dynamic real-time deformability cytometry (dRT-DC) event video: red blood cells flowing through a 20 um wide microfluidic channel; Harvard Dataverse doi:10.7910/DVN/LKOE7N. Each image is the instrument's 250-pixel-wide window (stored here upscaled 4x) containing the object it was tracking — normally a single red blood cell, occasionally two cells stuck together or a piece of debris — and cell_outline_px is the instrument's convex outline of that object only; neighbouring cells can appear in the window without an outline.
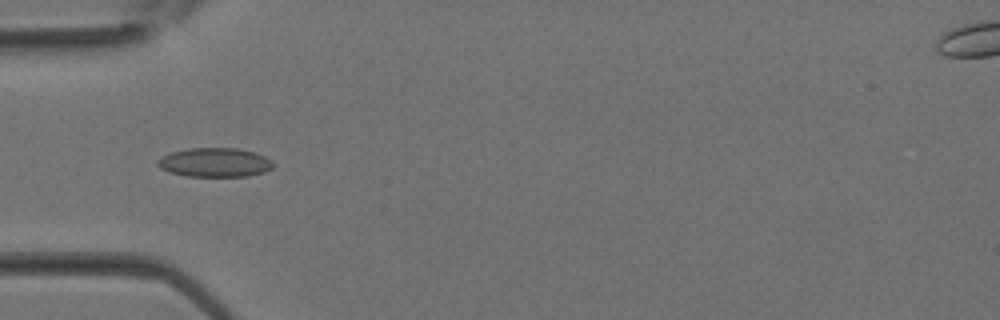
{"species": "Egyptian fruit bat (a non-hibernating species)", "species_latin": "Rousettus aegyptiacus", "temperature_condition": "room temperature", "stored_images_in_passage": 4, "camera_frame_rate_fps": 3000, "um_per_image_px": 0.085, "animal": {"sex": "female"}, "frame": {"image": 1, "passage_image": 3, "time_ms": 0.667, "image_size_px": [1000, 320], "cell_outline_px": [[272, 168], [264, 172], [248, 176], [188, 176], [168, 172], [160, 168], [156, 164], [156, 160], [172, 152], [188, 148], [236, 148], [256, 152], [272, 160]], "centroid_in_image_um": [18.25, 13.8], "position_along_channel_um": 66.7, "area_um2": 19.59}}
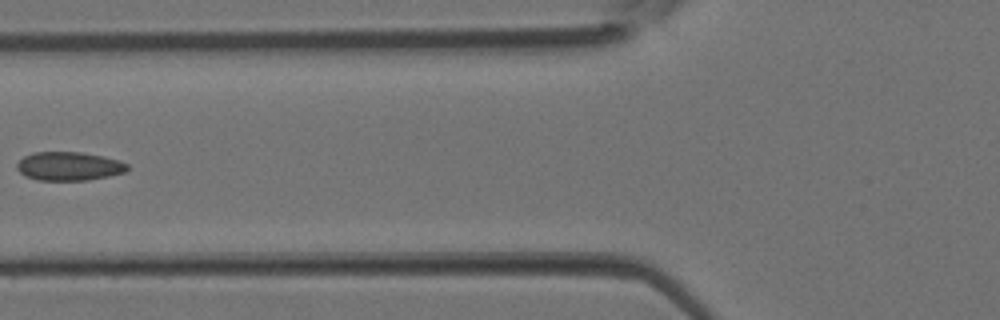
{"frame": {"image": 2, "passage_image": 4, "time_ms": 1.0, "image_size_px": [1000, 320], "cell_outline_px": [[128, 168], [124, 172], [108, 176], [88, 180], [36, 180], [24, 176], [16, 168], [16, 164], [24, 156], [32, 152], [80, 152], [104, 156], [120, 160], [128, 164]], "centroid_in_image_um": [5.84, 14.12], "position_along_channel_um": 120.0, "area_um2": 18.55}}